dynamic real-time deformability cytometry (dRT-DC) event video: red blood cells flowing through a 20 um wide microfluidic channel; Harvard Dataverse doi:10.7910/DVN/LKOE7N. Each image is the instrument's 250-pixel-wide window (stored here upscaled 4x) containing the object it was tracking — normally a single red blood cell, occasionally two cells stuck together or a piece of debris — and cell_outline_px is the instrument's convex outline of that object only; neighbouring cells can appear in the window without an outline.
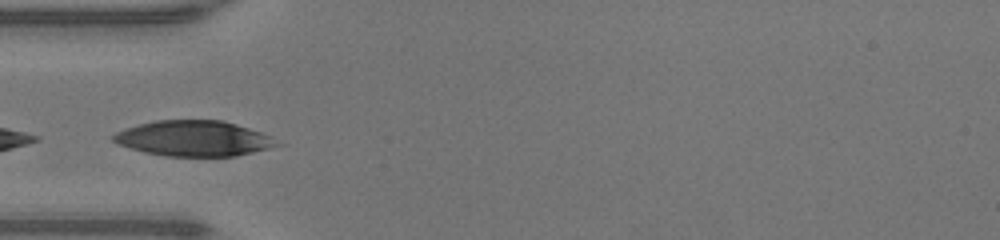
{"species": "human", "species_latin": "Homo sapiens", "temperature_condition": "warm", "stored_images_in_passage": 11, "segment_of_instrument_passage": [2, 2], "camera_frame_rate_fps": 3000, "um_per_image_px": 0.085, "donor": {"sex": "male"}, "frame": {"image": 1, "passage_image": 9, "time_ms": 2.667, "image_size_px": [1000, 240], "cell_outline_px": [[288, 144], [236, 156], [168, 156], [144, 152], [116, 144], [112, 140], [112, 136], [116, 132], [140, 124], [156, 120], [224, 120], [272, 136]], "centroid_in_image_um": [16.55, 11.77], "position_along_channel_um": 68.5, "area_um2": 34.04}}